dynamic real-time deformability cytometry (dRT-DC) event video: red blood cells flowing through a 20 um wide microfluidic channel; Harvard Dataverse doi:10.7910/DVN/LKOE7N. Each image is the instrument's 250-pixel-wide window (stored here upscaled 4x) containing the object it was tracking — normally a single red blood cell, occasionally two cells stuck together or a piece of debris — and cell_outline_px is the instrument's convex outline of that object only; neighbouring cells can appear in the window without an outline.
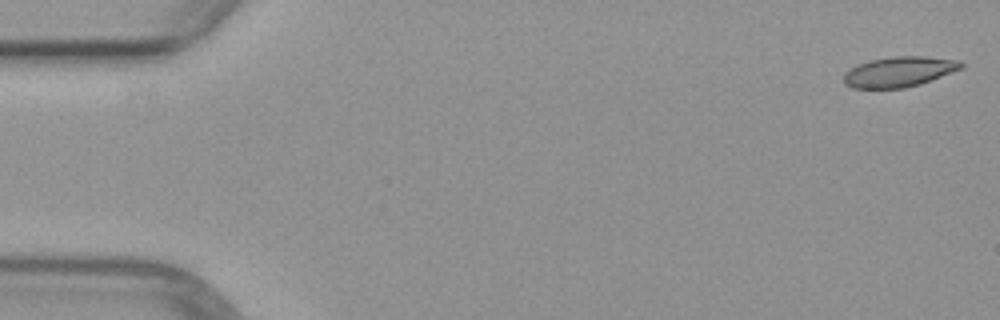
{"species": "common noctule bat (a hibernating species)", "species_latin": "Nyctalus noctula", "temperature_condition": "warm", "stored_images_in_passage": 4, "camera_frame_rate_fps": 3000, "um_per_image_px": 0.085, "animal": {"sex": "female", "body_mass_g": 29.2, "forearm_length_mm": 56.3}, "frame": {"image": 1, "passage_image": 1, "time_ms": 0.0, "image_size_px": [1000, 320], "cell_outline_px": [[964, 68], [920, 84], [904, 88], [852, 88], [844, 84], [844, 72], [868, 60], [892, 56], [924, 56], [960, 60], [964, 64]], "centroid_in_image_um": [76.45, 6.09], "position_along_channel_um": 8.5, "area_um2": 20.81}}